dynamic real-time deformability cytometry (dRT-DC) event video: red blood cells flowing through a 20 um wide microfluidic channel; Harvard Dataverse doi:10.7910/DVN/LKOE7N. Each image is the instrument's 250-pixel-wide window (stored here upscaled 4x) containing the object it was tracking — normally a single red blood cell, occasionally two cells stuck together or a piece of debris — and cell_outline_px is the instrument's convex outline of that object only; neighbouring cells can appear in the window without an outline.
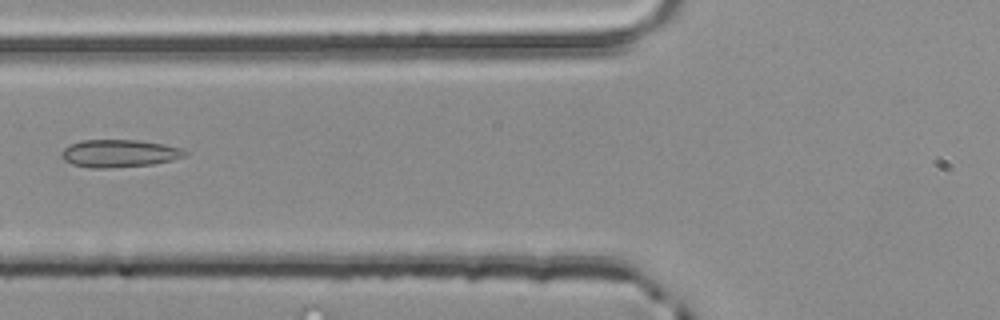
{"species": "common noctule bat (a hibernating species)", "species_latin": "Nyctalus noctula", "temperature_condition": "room temperature", "stored_images_in_passage": 3, "camera_frame_rate_fps": 3000, "um_per_image_px": 0.085, "animal": {"sex": "male", "body_mass_g": 20.4}, "frame": {"image": 1, "passage_image": 3, "time_ms": 0.667, "image_size_px": [1000, 320], "cell_outline_px": [[188, 152], [184, 156], [172, 160], [152, 164], [108, 168], [92, 168], [72, 164], [64, 160], [60, 156], [60, 152], [64, 148], [72, 144], [84, 140], [136, 140], [164, 144], [180, 148]], "centroid_in_image_um": [10.11, 13.04], "position_along_channel_um": 115.7, "area_um2": 19.71}}